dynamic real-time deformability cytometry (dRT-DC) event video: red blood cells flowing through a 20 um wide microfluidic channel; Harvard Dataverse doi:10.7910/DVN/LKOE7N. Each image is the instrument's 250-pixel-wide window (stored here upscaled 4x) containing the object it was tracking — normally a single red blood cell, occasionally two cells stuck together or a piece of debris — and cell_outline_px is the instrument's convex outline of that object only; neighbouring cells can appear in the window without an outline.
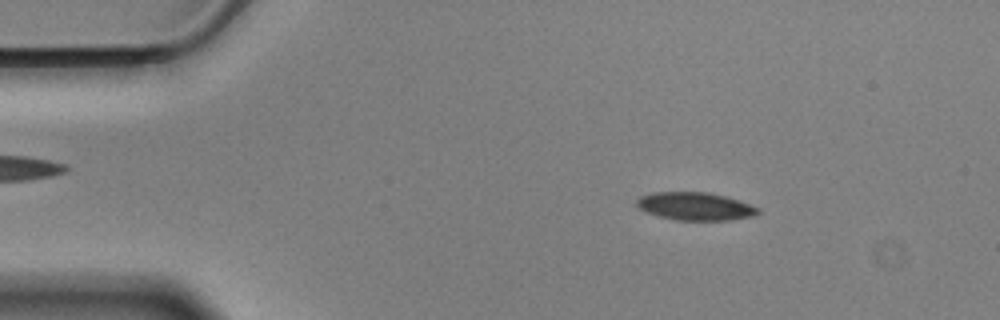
{"species": "Egyptian fruit bat (a non-hibernating species)", "species_latin": "Rousettus aegyptiacus", "temperature_condition": "cold", "stored_images_in_passage": 56, "camera_frame_rate_fps": 3000, "um_per_image_px": 0.085, "animal": {"sex": "male"}, "frame": {"image": 1, "passage_image": 8, "time_ms": 2.333, "image_size_px": [1000, 320], "cell_outline_px": [[760, 212], [752, 216], [732, 220], [676, 220], [656, 216], [644, 212], [636, 204], [636, 200], [640, 196], [652, 192], [708, 192], [728, 196], [740, 200], [760, 208]], "centroid_in_image_um": [59.09, 17.53], "position_along_channel_um": 25.9, "area_um2": 20.06}}
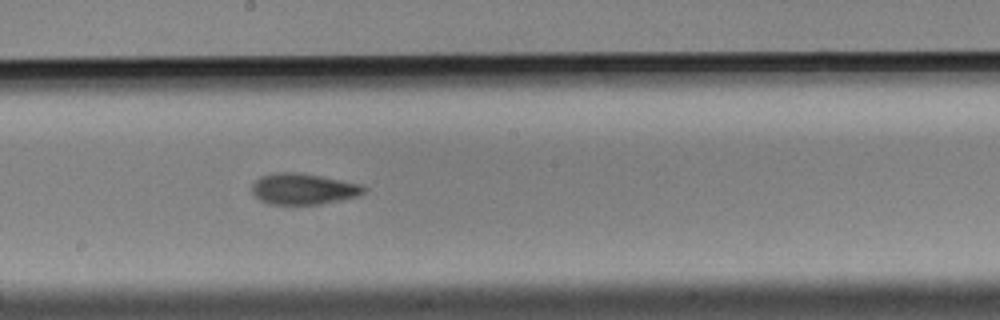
{"frame": {"image": 2, "passage_image": 30, "time_ms": 9.667, "image_size_px": [1000, 320], "cell_outline_px": [[368, 188], [360, 196], [320, 204], [268, 204], [260, 200], [252, 192], [252, 184], [260, 176], [272, 172], [300, 172], [364, 184]], "centroid_in_image_um": [25.82, 16.04], "position_along_channel_um": 222.4, "area_um2": 20.58}}
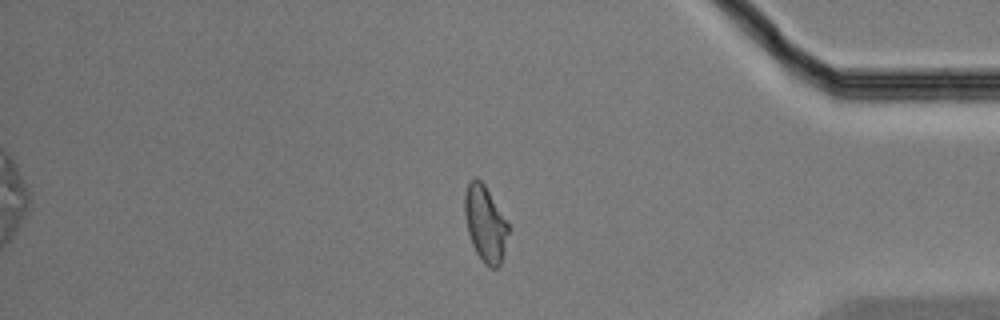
{"frame": {"image": 3, "passage_image": 47, "time_ms": 15.333, "image_size_px": [1000, 320], "cell_outline_px": [[508, 232], [504, 252], [500, 264], [496, 268], [492, 268], [484, 264], [476, 252], [472, 244], [468, 232], [464, 212], [464, 196], [468, 180], [476, 176], [484, 184], [508, 224]], "centroid_in_image_um": [41.21, 18.99], "position_along_channel_um": 394.0, "area_um2": 19.13}, "authors_computed_cell_mechanics": {"area_um2": 20.0277, "velocity_mm_per_s": 3.5104, "shape_relaxation_time_tau1_ms": 4.814, "shape_relaxation_time_tau2_ms": 3.0595, "deformation_change_tau1": 0.1496, "deformation_change_tau2": 0.0871}}